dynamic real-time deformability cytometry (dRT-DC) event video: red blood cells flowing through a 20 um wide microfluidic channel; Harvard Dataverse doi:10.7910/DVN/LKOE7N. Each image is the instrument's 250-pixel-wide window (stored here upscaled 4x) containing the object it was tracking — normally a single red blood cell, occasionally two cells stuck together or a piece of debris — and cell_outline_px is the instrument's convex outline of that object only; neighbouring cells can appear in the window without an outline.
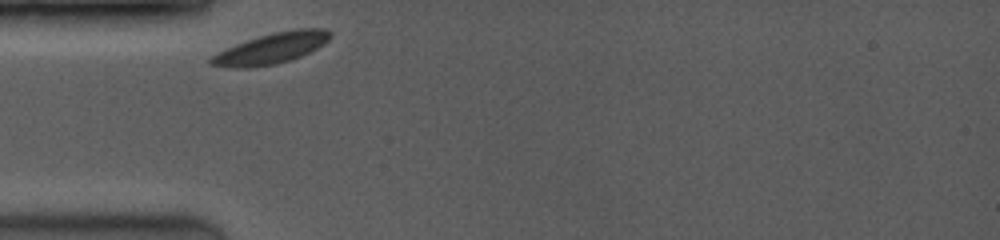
{"species": "common noctule bat (a hibernating species)", "species_latin": "Nyctalus noctula", "temperature_condition": "room temperature", "stored_images_in_passage": 28, "camera_frame_rate_fps": 3500, "um_per_image_px": 0.085, "animal": {"sex": "female", "body_mass_g": 19.0, "forearm_length_mm": 53.3}, "frame": {"image": 1, "passage_image": 1, "time_ms": 0.0, "image_size_px": [1000, 240], "cell_outline_px": [[332, 36], [324, 44], [300, 56], [276, 64], [248, 68], [232, 68], [208, 64], [208, 60], [212, 56], [236, 44], [272, 32], [296, 28], [324, 28], [332, 32]], "centroid_in_image_um": [23.09, 4.1], "position_along_channel_um": 61.9, "area_um2": 21.21}}
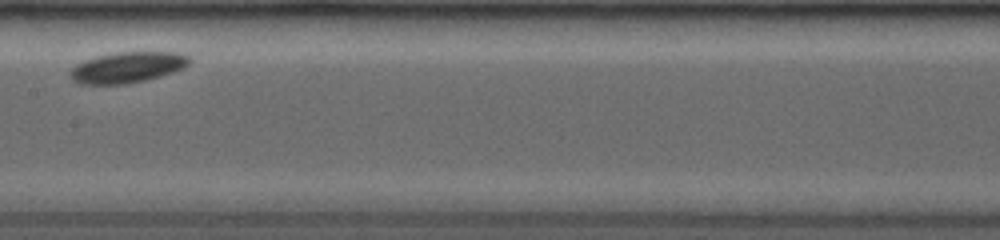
{"frame": {"image": 2, "passage_image": 12, "time_ms": 3.714, "image_size_px": [1000, 240], "cell_outline_px": [[192, 60], [184, 68], [160, 76], [128, 84], [80, 84], [72, 80], [68, 72], [76, 64], [84, 60], [96, 56], [116, 52], [180, 52], [188, 56]], "centroid_in_image_um": [10.81, 5.72], "position_along_channel_um": 196.6, "area_um2": 21.56}}
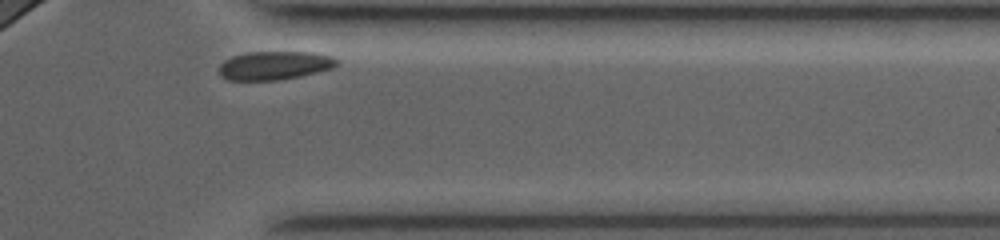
{"frame": {"image": 3, "passage_image": 28, "time_ms": 8.857, "image_size_px": [1000, 240], "cell_outline_px": [[340, 64], [332, 68], [300, 76], [276, 80], [228, 80], [220, 76], [220, 64], [224, 60], [232, 56], [248, 52], [312, 52], [332, 56], [340, 60]], "centroid_in_image_um": [23.36, 5.56], "position_along_channel_um": 388.0, "area_um2": 19.65}}